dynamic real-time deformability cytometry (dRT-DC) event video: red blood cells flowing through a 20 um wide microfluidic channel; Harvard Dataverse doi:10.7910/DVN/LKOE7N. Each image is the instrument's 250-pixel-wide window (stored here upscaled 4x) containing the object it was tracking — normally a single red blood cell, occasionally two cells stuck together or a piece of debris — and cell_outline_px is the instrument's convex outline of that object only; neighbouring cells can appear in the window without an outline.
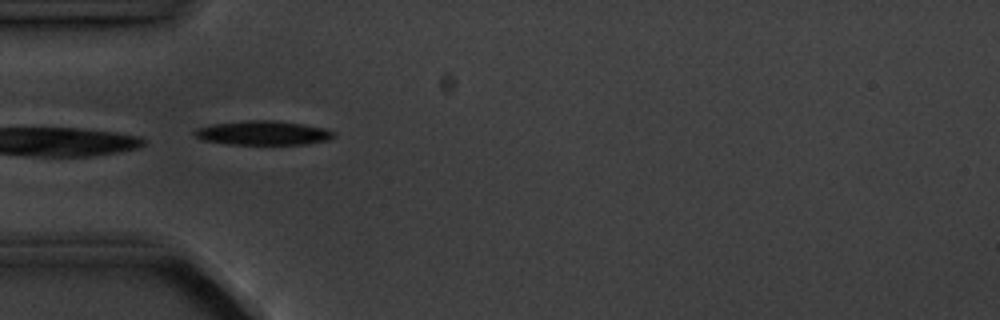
{"species": "common noctule bat (a hibernating species)", "species_latin": "Nyctalus noctula", "temperature_condition": "cold", "stored_images_in_passage": 5, "camera_frame_rate_fps": 3000, "um_per_image_px": 0.085, "animal": {"sex": "male", "body_mass_g": 20.1, "forearm_length_mm": 53.5}, "frame": {"image": 1, "passage_image": 4, "time_ms": 3.667, "image_size_px": [1000, 320], "cell_outline_px": [[336, 136], [328, 140], [304, 144], [228, 144], [200, 140], [192, 132], [196, 128], [212, 124], [244, 120], [272, 120], [304, 124], [328, 128], [336, 132]], "centroid_in_image_um": [22.37, 11.29], "position_along_channel_um": 62.6, "area_um2": 19.88}}